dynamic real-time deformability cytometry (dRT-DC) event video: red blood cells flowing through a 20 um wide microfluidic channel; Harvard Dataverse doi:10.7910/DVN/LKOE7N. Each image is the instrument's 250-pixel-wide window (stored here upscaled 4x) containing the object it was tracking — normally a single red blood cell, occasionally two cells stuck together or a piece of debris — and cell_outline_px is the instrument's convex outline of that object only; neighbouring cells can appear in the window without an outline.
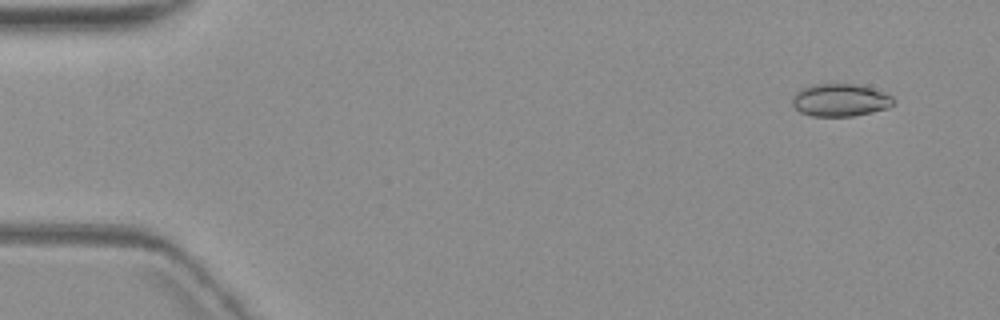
{"species": "common noctule bat (a hibernating species)", "species_latin": "Nyctalus noctula", "temperature_condition": "warm", "stored_images_in_passage": 6, "camera_frame_rate_fps": 3000, "um_per_image_px": 0.085, "animal": {"sex": "female", "body_mass_g": 19.3, "forearm_length_mm": 54.1}, "frame": {"image": 1, "passage_image": 2, "time_ms": 1.0, "image_size_px": [1000, 320], "cell_outline_px": [[892, 104], [888, 108], [872, 112], [852, 116], [812, 116], [800, 112], [792, 104], [792, 96], [796, 92], [812, 84], [856, 84], [884, 92], [892, 96]], "centroid_in_image_um": [71.39, 8.51], "position_along_channel_um": 13.6, "area_um2": 19.07}}
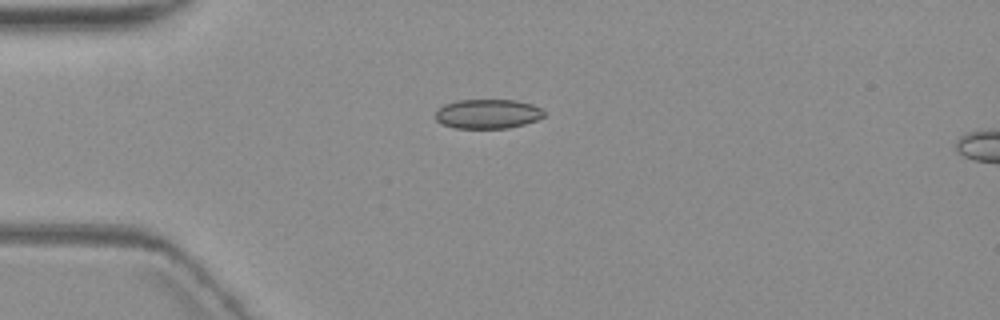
{"frame": {"image": 2, "passage_image": 5, "time_ms": 4.667, "image_size_px": [1000, 320], "cell_outline_px": [[544, 116], [536, 120], [524, 124], [508, 128], [456, 128], [440, 124], [436, 120], [436, 112], [444, 104], [456, 100], [516, 100], [532, 104], [540, 108], [544, 112]], "centroid_in_image_um": [41.44, 9.68], "position_along_channel_um": 43.6, "area_um2": 18.61}}